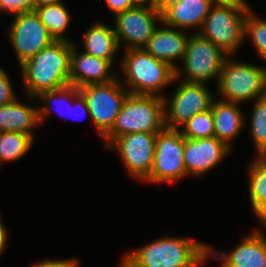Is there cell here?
Returning <instances> with one entry per match:
<instances>
[{
  "mask_svg": "<svg viewBox=\"0 0 266 267\" xmlns=\"http://www.w3.org/2000/svg\"><path fill=\"white\" fill-rule=\"evenodd\" d=\"M71 48L72 42L55 40L20 65L27 98L70 85Z\"/></svg>",
  "mask_w": 266,
  "mask_h": 267,
  "instance_id": "6da1fadb",
  "label": "cell"
},
{
  "mask_svg": "<svg viewBox=\"0 0 266 267\" xmlns=\"http://www.w3.org/2000/svg\"><path fill=\"white\" fill-rule=\"evenodd\" d=\"M137 267H202L208 245L190 237L162 236L125 255Z\"/></svg>",
  "mask_w": 266,
  "mask_h": 267,
  "instance_id": "7a4b0ae2",
  "label": "cell"
},
{
  "mask_svg": "<svg viewBox=\"0 0 266 267\" xmlns=\"http://www.w3.org/2000/svg\"><path fill=\"white\" fill-rule=\"evenodd\" d=\"M124 51L120 62L121 71L125 77V82L121 81L122 85L133 95L163 98L166 94L161 90L175 83L176 70L168 63L156 59L143 48Z\"/></svg>",
  "mask_w": 266,
  "mask_h": 267,
  "instance_id": "3957f363",
  "label": "cell"
},
{
  "mask_svg": "<svg viewBox=\"0 0 266 267\" xmlns=\"http://www.w3.org/2000/svg\"><path fill=\"white\" fill-rule=\"evenodd\" d=\"M165 128L164 100L159 96L129 94L112 130L102 139L107 147L129 133H158Z\"/></svg>",
  "mask_w": 266,
  "mask_h": 267,
  "instance_id": "277c9868",
  "label": "cell"
},
{
  "mask_svg": "<svg viewBox=\"0 0 266 267\" xmlns=\"http://www.w3.org/2000/svg\"><path fill=\"white\" fill-rule=\"evenodd\" d=\"M228 56L222 65L217 82L221 100L244 104L266 96V66L232 60Z\"/></svg>",
  "mask_w": 266,
  "mask_h": 267,
  "instance_id": "5b68a950",
  "label": "cell"
},
{
  "mask_svg": "<svg viewBox=\"0 0 266 267\" xmlns=\"http://www.w3.org/2000/svg\"><path fill=\"white\" fill-rule=\"evenodd\" d=\"M79 92L85 98L92 123L103 139L112 130L129 91L117 77L108 83L84 86Z\"/></svg>",
  "mask_w": 266,
  "mask_h": 267,
  "instance_id": "8992f818",
  "label": "cell"
},
{
  "mask_svg": "<svg viewBox=\"0 0 266 267\" xmlns=\"http://www.w3.org/2000/svg\"><path fill=\"white\" fill-rule=\"evenodd\" d=\"M228 57L219 47L198 32L190 36L184 60L183 71L176 69V78L195 83L214 80L218 82L224 60ZM183 72V73H182Z\"/></svg>",
  "mask_w": 266,
  "mask_h": 267,
  "instance_id": "52a82bcc",
  "label": "cell"
},
{
  "mask_svg": "<svg viewBox=\"0 0 266 267\" xmlns=\"http://www.w3.org/2000/svg\"><path fill=\"white\" fill-rule=\"evenodd\" d=\"M178 81L172 96L163 97L166 128L179 129L195 114L211 109L216 99L205 83L188 82L175 77L174 82Z\"/></svg>",
  "mask_w": 266,
  "mask_h": 267,
  "instance_id": "ba28073f",
  "label": "cell"
},
{
  "mask_svg": "<svg viewBox=\"0 0 266 267\" xmlns=\"http://www.w3.org/2000/svg\"><path fill=\"white\" fill-rule=\"evenodd\" d=\"M184 147L185 137L179 129L165 127L158 132L152 170L143 182L172 184L187 177L183 158Z\"/></svg>",
  "mask_w": 266,
  "mask_h": 267,
  "instance_id": "9c48e42d",
  "label": "cell"
},
{
  "mask_svg": "<svg viewBox=\"0 0 266 267\" xmlns=\"http://www.w3.org/2000/svg\"><path fill=\"white\" fill-rule=\"evenodd\" d=\"M249 9L211 6L198 32L228 56L234 55L244 41V23Z\"/></svg>",
  "mask_w": 266,
  "mask_h": 267,
  "instance_id": "30bf717a",
  "label": "cell"
},
{
  "mask_svg": "<svg viewBox=\"0 0 266 267\" xmlns=\"http://www.w3.org/2000/svg\"><path fill=\"white\" fill-rule=\"evenodd\" d=\"M14 15L6 33L20 66L52 44L55 39L41 22L35 10L22 11Z\"/></svg>",
  "mask_w": 266,
  "mask_h": 267,
  "instance_id": "8fae6325",
  "label": "cell"
},
{
  "mask_svg": "<svg viewBox=\"0 0 266 267\" xmlns=\"http://www.w3.org/2000/svg\"><path fill=\"white\" fill-rule=\"evenodd\" d=\"M113 19L119 47L124 43V50L142 49L162 22V15L154 6H134Z\"/></svg>",
  "mask_w": 266,
  "mask_h": 267,
  "instance_id": "7c38bea8",
  "label": "cell"
},
{
  "mask_svg": "<svg viewBox=\"0 0 266 267\" xmlns=\"http://www.w3.org/2000/svg\"><path fill=\"white\" fill-rule=\"evenodd\" d=\"M156 137L157 133H129L117 137L106 148L117 150L125 170L141 182L152 170Z\"/></svg>",
  "mask_w": 266,
  "mask_h": 267,
  "instance_id": "4fadbf2b",
  "label": "cell"
},
{
  "mask_svg": "<svg viewBox=\"0 0 266 267\" xmlns=\"http://www.w3.org/2000/svg\"><path fill=\"white\" fill-rule=\"evenodd\" d=\"M231 150L232 148L216 137L185 138L183 158L187 177L190 175L202 177L219 163L221 164Z\"/></svg>",
  "mask_w": 266,
  "mask_h": 267,
  "instance_id": "5bb4252c",
  "label": "cell"
},
{
  "mask_svg": "<svg viewBox=\"0 0 266 267\" xmlns=\"http://www.w3.org/2000/svg\"><path fill=\"white\" fill-rule=\"evenodd\" d=\"M108 61L79 51V45L72 42L70 54V85L82 88L91 84L108 83L118 76L111 70Z\"/></svg>",
  "mask_w": 266,
  "mask_h": 267,
  "instance_id": "9a60e30c",
  "label": "cell"
},
{
  "mask_svg": "<svg viewBox=\"0 0 266 267\" xmlns=\"http://www.w3.org/2000/svg\"><path fill=\"white\" fill-rule=\"evenodd\" d=\"M208 257L222 261L221 267H266V237L253 229L229 254L208 245Z\"/></svg>",
  "mask_w": 266,
  "mask_h": 267,
  "instance_id": "2e32d148",
  "label": "cell"
},
{
  "mask_svg": "<svg viewBox=\"0 0 266 267\" xmlns=\"http://www.w3.org/2000/svg\"><path fill=\"white\" fill-rule=\"evenodd\" d=\"M143 49L156 59L168 63L175 70L179 68L176 60L183 61L191 33L183 32L161 22Z\"/></svg>",
  "mask_w": 266,
  "mask_h": 267,
  "instance_id": "e0dca14e",
  "label": "cell"
},
{
  "mask_svg": "<svg viewBox=\"0 0 266 267\" xmlns=\"http://www.w3.org/2000/svg\"><path fill=\"white\" fill-rule=\"evenodd\" d=\"M238 103L216 98L212 103L214 137L232 148V141L238 137L246 123V118Z\"/></svg>",
  "mask_w": 266,
  "mask_h": 267,
  "instance_id": "ac0fdd59",
  "label": "cell"
},
{
  "mask_svg": "<svg viewBox=\"0 0 266 267\" xmlns=\"http://www.w3.org/2000/svg\"><path fill=\"white\" fill-rule=\"evenodd\" d=\"M210 0H181L162 14L166 25L187 31L202 27L211 9Z\"/></svg>",
  "mask_w": 266,
  "mask_h": 267,
  "instance_id": "d6986e66",
  "label": "cell"
},
{
  "mask_svg": "<svg viewBox=\"0 0 266 267\" xmlns=\"http://www.w3.org/2000/svg\"><path fill=\"white\" fill-rule=\"evenodd\" d=\"M39 124L38 107L24 104L19 98L0 106V132H21L35 139L32 129Z\"/></svg>",
  "mask_w": 266,
  "mask_h": 267,
  "instance_id": "ffe728a7",
  "label": "cell"
},
{
  "mask_svg": "<svg viewBox=\"0 0 266 267\" xmlns=\"http://www.w3.org/2000/svg\"><path fill=\"white\" fill-rule=\"evenodd\" d=\"M83 38V52L116 63L114 58L120 50L115 30L104 22H95L86 29Z\"/></svg>",
  "mask_w": 266,
  "mask_h": 267,
  "instance_id": "44dd1931",
  "label": "cell"
},
{
  "mask_svg": "<svg viewBox=\"0 0 266 267\" xmlns=\"http://www.w3.org/2000/svg\"><path fill=\"white\" fill-rule=\"evenodd\" d=\"M79 93V88L73 85H67L57 90L42 92L37 97H29V101L38 100L42 105L38 107L39 122L43 125L44 120H47L50 112L53 110L52 107L55 105L54 110L60 115L70 116V108L73 105V98ZM45 103V104H44ZM55 103V104H54ZM65 105V107H64ZM52 106V107H51ZM57 106V108H56ZM62 106V107H61ZM65 108V109H63ZM63 116V117H64ZM66 117V118H67Z\"/></svg>",
  "mask_w": 266,
  "mask_h": 267,
  "instance_id": "7402d4cb",
  "label": "cell"
},
{
  "mask_svg": "<svg viewBox=\"0 0 266 267\" xmlns=\"http://www.w3.org/2000/svg\"><path fill=\"white\" fill-rule=\"evenodd\" d=\"M35 12L55 40L74 42L65 36V32L68 33L67 28H69L71 18L63 1L36 8Z\"/></svg>",
  "mask_w": 266,
  "mask_h": 267,
  "instance_id": "603a6c76",
  "label": "cell"
},
{
  "mask_svg": "<svg viewBox=\"0 0 266 267\" xmlns=\"http://www.w3.org/2000/svg\"><path fill=\"white\" fill-rule=\"evenodd\" d=\"M34 138L21 132H0V161L10 163L26 156L34 143Z\"/></svg>",
  "mask_w": 266,
  "mask_h": 267,
  "instance_id": "cb8c5ba5",
  "label": "cell"
},
{
  "mask_svg": "<svg viewBox=\"0 0 266 267\" xmlns=\"http://www.w3.org/2000/svg\"><path fill=\"white\" fill-rule=\"evenodd\" d=\"M248 191L255 212L266 203V157H255L247 168Z\"/></svg>",
  "mask_w": 266,
  "mask_h": 267,
  "instance_id": "d4e9b609",
  "label": "cell"
},
{
  "mask_svg": "<svg viewBox=\"0 0 266 267\" xmlns=\"http://www.w3.org/2000/svg\"><path fill=\"white\" fill-rule=\"evenodd\" d=\"M250 123V134L257 157H266V96L254 100Z\"/></svg>",
  "mask_w": 266,
  "mask_h": 267,
  "instance_id": "484cf974",
  "label": "cell"
},
{
  "mask_svg": "<svg viewBox=\"0 0 266 267\" xmlns=\"http://www.w3.org/2000/svg\"><path fill=\"white\" fill-rule=\"evenodd\" d=\"M181 135L188 139L214 137V120L212 110L195 114L179 128Z\"/></svg>",
  "mask_w": 266,
  "mask_h": 267,
  "instance_id": "4316f807",
  "label": "cell"
},
{
  "mask_svg": "<svg viewBox=\"0 0 266 267\" xmlns=\"http://www.w3.org/2000/svg\"><path fill=\"white\" fill-rule=\"evenodd\" d=\"M252 10L251 8L248 10L245 18L244 41L247 37L250 38L257 55L266 61V20L256 17Z\"/></svg>",
  "mask_w": 266,
  "mask_h": 267,
  "instance_id": "83f0119b",
  "label": "cell"
},
{
  "mask_svg": "<svg viewBox=\"0 0 266 267\" xmlns=\"http://www.w3.org/2000/svg\"><path fill=\"white\" fill-rule=\"evenodd\" d=\"M15 94L9 74L0 67V106L14 102L17 99Z\"/></svg>",
  "mask_w": 266,
  "mask_h": 267,
  "instance_id": "f1b7e54d",
  "label": "cell"
},
{
  "mask_svg": "<svg viewBox=\"0 0 266 267\" xmlns=\"http://www.w3.org/2000/svg\"><path fill=\"white\" fill-rule=\"evenodd\" d=\"M32 10V0H0V12L16 14L22 11Z\"/></svg>",
  "mask_w": 266,
  "mask_h": 267,
  "instance_id": "f546056e",
  "label": "cell"
},
{
  "mask_svg": "<svg viewBox=\"0 0 266 267\" xmlns=\"http://www.w3.org/2000/svg\"><path fill=\"white\" fill-rule=\"evenodd\" d=\"M79 267V260L77 258H69V259H44L31 264L29 267Z\"/></svg>",
  "mask_w": 266,
  "mask_h": 267,
  "instance_id": "4dcf8cb0",
  "label": "cell"
},
{
  "mask_svg": "<svg viewBox=\"0 0 266 267\" xmlns=\"http://www.w3.org/2000/svg\"><path fill=\"white\" fill-rule=\"evenodd\" d=\"M87 114L90 115L89 109L87 107V103L83 95L79 92L73 98V105L70 108V117H72L73 119L79 120L78 118L82 117L83 115H87Z\"/></svg>",
  "mask_w": 266,
  "mask_h": 267,
  "instance_id": "1f68e13d",
  "label": "cell"
},
{
  "mask_svg": "<svg viewBox=\"0 0 266 267\" xmlns=\"http://www.w3.org/2000/svg\"><path fill=\"white\" fill-rule=\"evenodd\" d=\"M106 5L113 13V18L126 10L134 7L135 5L132 3L131 0H105Z\"/></svg>",
  "mask_w": 266,
  "mask_h": 267,
  "instance_id": "d6a6232c",
  "label": "cell"
},
{
  "mask_svg": "<svg viewBox=\"0 0 266 267\" xmlns=\"http://www.w3.org/2000/svg\"><path fill=\"white\" fill-rule=\"evenodd\" d=\"M212 6L228 7L234 9H250L252 8L247 0H210Z\"/></svg>",
  "mask_w": 266,
  "mask_h": 267,
  "instance_id": "836d02e7",
  "label": "cell"
},
{
  "mask_svg": "<svg viewBox=\"0 0 266 267\" xmlns=\"http://www.w3.org/2000/svg\"><path fill=\"white\" fill-rule=\"evenodd\" d=\"M181 0H155L154 8L159 14H163L168 8L179 3Z\"/></svg>",
  "mask_w": 266,
  "mask_h": 267,
  "instance_id": "e575fe53",
  "label": "cell"
},
{
  "mask_svg": "<svg viewBox=\"0 0 266 267\" xmlns=\"http://www.w3.org/2000/svg\"><path fill=\"white\" fill-rule=\"evenodd\" d=\"M8 228L3 224L2 219L0 218V256L4 253V250L7 249V241L9 237Z\"/></svg>",
  "mask_w": 266,
  "mask_h": 267,
  "instance_id": "d590c367",
  "label": "cell"
},
{
  "mask_svg": "<svg viewBox=\"0 0 266 267\" xmlns=\"http://www.w3.org/2000/svg\"><path fill=\"white\" fill-rule=\"evenodd\" d=\"M255 216L258 218V222L266 227V203L259 207L255 212Z\"/></svg>",
  "mask_w": 266,
  "mask_h": 267,
  "instance_id": "8d00e7d4",
  "label": "cell"
},
{
  "mask_svg": "<svg viewBox=\"0 0 266 267\" xmlns=\"http://www.w3.org/2000/svg\"><path fill=\"white\" fill-rule=\"evenodd\" d=\"M61 1L62 0H32V10H35L36 8L42 6L52 5Z\"/></svg>",
  "mask_w": 266,
  "mask_h": 267,
  "instance_id": "74e56055",
  "label": "cell"
},
{
  "mask_svg": "<svg viewBox=\"0 0 266 267\" xmlns=\"http://www.w3.org/2000/svg\"><path fill=\"white\" fill-rule=\"evenodd\" d=\"M135 6H154L155 0H131Z\"/></svg>",
  "mask_w": 266,
  "mask_h": 267,
  "instance_id": "f35d334b",
  "label": "cell"
},
{
  "mask_svg": "<svg viewBox=\"0 0 266 267\" xmlns=\"http://www.w3.org/2000/svg\"><path fill=\"white\" fill-rule=\"evenodd\" d=\"M121 259H122L120 261L121 264H119L118 267H137L125 255Z\"/></svg>",
  "mask_w": 266,
  "mask_h": 267,
  "instance_id": "ab89813d",
  "label": "cell"
}]
</instances>
